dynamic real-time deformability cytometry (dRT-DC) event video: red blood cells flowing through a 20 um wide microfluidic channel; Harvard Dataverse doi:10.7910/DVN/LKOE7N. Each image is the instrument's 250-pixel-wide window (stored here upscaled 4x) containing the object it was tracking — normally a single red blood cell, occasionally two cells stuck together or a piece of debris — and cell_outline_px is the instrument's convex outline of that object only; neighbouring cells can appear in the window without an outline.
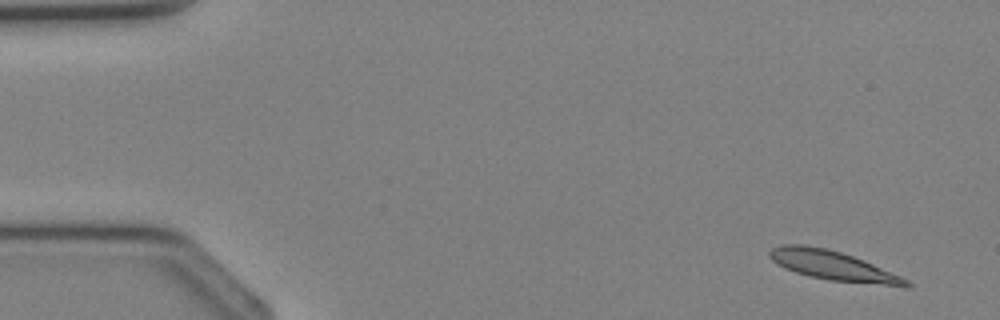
{"species": "Egyptian fruit bat (a non-hibernating species)", "species_latin": "Rousettus aegyptiacus", "temperature_condition": "cold", "stored_images_in_passage": 3, "camera_frame_rate_fps": 3000, "um_per_image_px": 0.085, "animal": {"sex": "female"}, "frame": {"image": 1, "passage_image": 1, "time_ms": 0.0, "image_size_px": [1000, 320], "cell_outline_px": [[912, 288], [904, 288], [828, 280], [808, 276], [784, 268], [776, 264], [768, 256], [768, 252], [772, 248], [780, 244], [804, 244], [824, 248], [840, 252], [864, 260], [900, 276], [908, 280], [912, 284]], "centroid_in_image_um": [70.83, 22.6], "position_along_channel_um": 14.2, "area_um2": 23.81}}
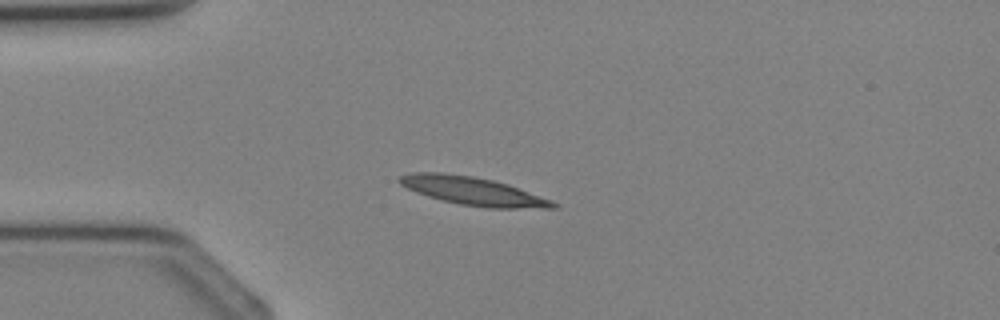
{"frame": {"image": 2, "passage_image": 3, "time_ms": 2.333, "image_size_px": [1000, 320], "cell_outline_px": [[560, 204], [556, 208], [488, 208], [460, 204], [428, 196], [416, 192], [400, 184], [396, 180], [400, 176], [412, 172], [440, 172], [472, 176], [492, 180], [508, 184], [552, 200]], "centroid_in_image_um": [40.22, 16.24], "position_along_channel_um": 44.8, "area_um2": 25.14}}